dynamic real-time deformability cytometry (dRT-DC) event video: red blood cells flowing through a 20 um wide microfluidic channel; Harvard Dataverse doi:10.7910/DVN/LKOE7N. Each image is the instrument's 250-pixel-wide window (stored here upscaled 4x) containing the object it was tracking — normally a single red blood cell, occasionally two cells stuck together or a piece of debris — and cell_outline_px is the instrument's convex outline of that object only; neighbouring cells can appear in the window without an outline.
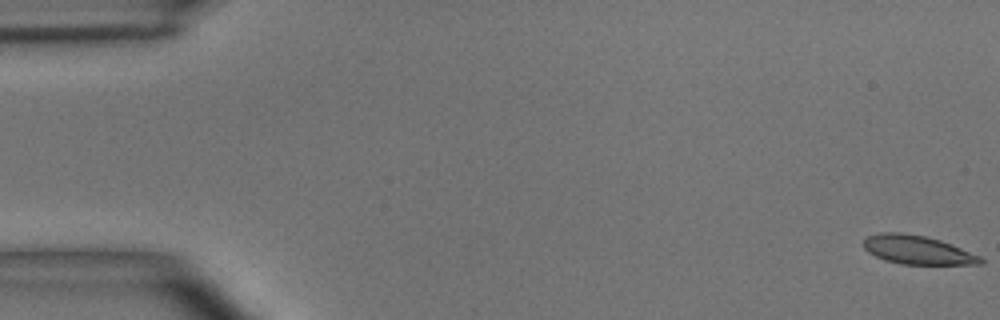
{"species": "common noctule bat (a hibernating species)", "species_latin": "Nyctalus noctula", "temperature_condition": "room temperature", "stored_images_in_passage": 7, "camera_frame_rate_fps": 3000, "um_per_image_px": 0.085, "animal": {"sex": "male", "body_mass_g": 15.6}, "frame": {"image": 1, "passage_image": 1, "time_ms": 0.0, "image_size_px": [1000, 320], "cell_outline_px": [[984, 260], [980, 264], [900, 264], [884, 260], [868, 252], [864, 248], [864, 240], [868, 236], [880, 232], [900, 232], [924, 236], [940, 240], [952, 244], [980, 256]], "centroid_in_image_um": [77.96, 21.24], "position_along_channel_um": 7.0, "area_um2": 19.48}}
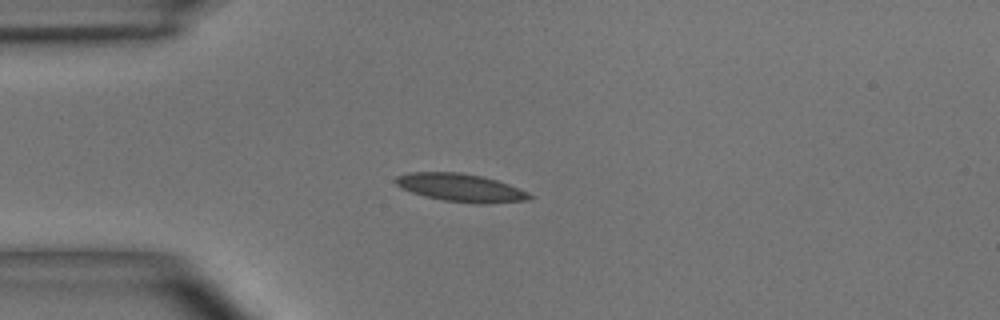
{"frame": {"image": 2, "passage_image": 4, "time_ms": 4.333, "image_size_px": [1000, 320], "cell_outline_px": [[536, 196], [528, 200], [488, 204], [476, 204], [444, 200], [424, 196], [400, 188], [392, 180], [396, 176], [408, 172], [460, 172], [484, 176], [508, 184], [528, 192]], "centroid_in_image_um": [39.16, 15.95], "position_along_channel_um": 45.8, "area_um2": 22.14}}
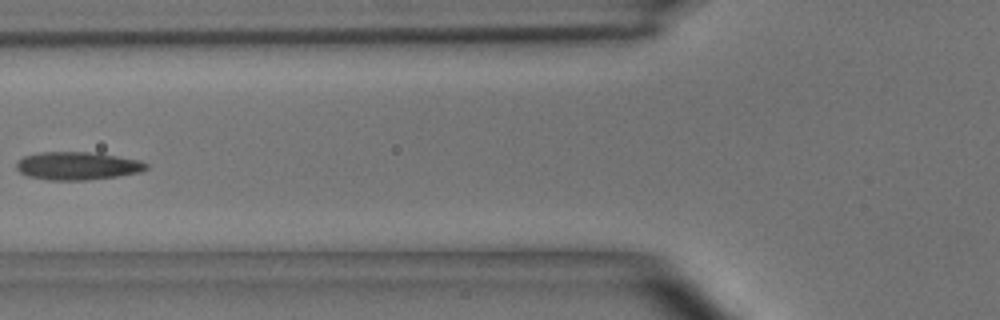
{"frame": {"image": 3, "passage_image": 6, "time_ms": 6.667, "image_size_px": [1000, 320], "cell_outline_px": [[148, 168], [140, 172], [116, 176], [84, 180], [48, 180], [28, 176], [20, 172], [16, 168], [16, 164], [24, 156], [40, 152], [96, 152], [140, 160], [148, 164]], "centroid_in_image_um": [6.59, 14.09], "position_along_channel_um": 119.2, "area_um2": 21.15}}